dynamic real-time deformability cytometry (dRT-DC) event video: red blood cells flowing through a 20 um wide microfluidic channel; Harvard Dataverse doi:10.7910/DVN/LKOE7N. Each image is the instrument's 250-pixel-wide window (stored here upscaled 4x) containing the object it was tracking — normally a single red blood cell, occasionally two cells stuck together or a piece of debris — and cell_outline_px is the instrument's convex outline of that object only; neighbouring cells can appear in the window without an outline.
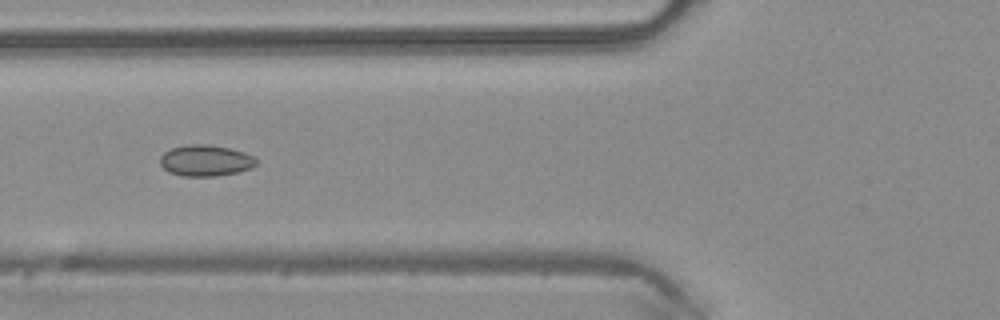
{"species": "common noctule bat (a hibernating species)", "species_latin": "Nyctalus noctula", "temperature_condition": "warm", "stored_images_in_passage": 5, "camera_frame_rate_fps": 3000, "um_per_image_px": 0.085, "animal": {"sex": "male", "body_mass_g": 20.4}, "frame": {"image": 1, "passage_image": 5, "time_ms": 1.333, "image_size_px": [1000, 320], "cell_outline_px": [[256, 164], [252, 168], [236, 172], [216, 176], [184, 176], [168, 172], [160, 164], [160, 156], [164, 152], [172, 148], [188, 144], [208, 144], [232, 148], [244, 152], [252, 156], [256, 160]], "centroid_in_image_um": [17.46, 13.64], "position_along_channel_um": 108.3, "area_um2": 17.51}}